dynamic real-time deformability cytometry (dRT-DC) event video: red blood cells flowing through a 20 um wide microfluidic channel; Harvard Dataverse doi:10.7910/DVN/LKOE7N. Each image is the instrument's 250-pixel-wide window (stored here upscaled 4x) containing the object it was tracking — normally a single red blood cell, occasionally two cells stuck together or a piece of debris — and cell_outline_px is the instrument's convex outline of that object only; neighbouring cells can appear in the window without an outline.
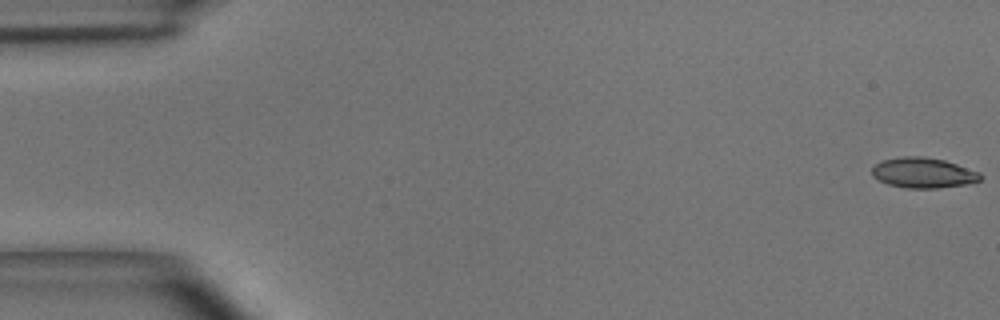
{"species": "common noctule bat (a hibernating species)", "species_latin": "Nyctalus noctula", "temperature_condition": "room temperature", "stored_images_in_passage": 49, "camera_frame_rate_fps": 3000, "um_per_image_px": 0.085, "animal": {"sex": "male", "body_mass_g": 15.6}, "frame": {"image": 1, "passage_image": 1, "time_ms": 0.0, "image_size_px": [1000, 320], "cell_outline_px": [[984, 176], [980, 180], [968, 184], [936, 188], [908, 188], [888, 184], [872, 176], [872, 168], [880, 160], [900, 156], [924, 156], [944, 160], [980, 172]], "centroid_in_image_um": [78.48, 14.68], "position_along_channel_um": 6.5, "area_um2": 19.25}}
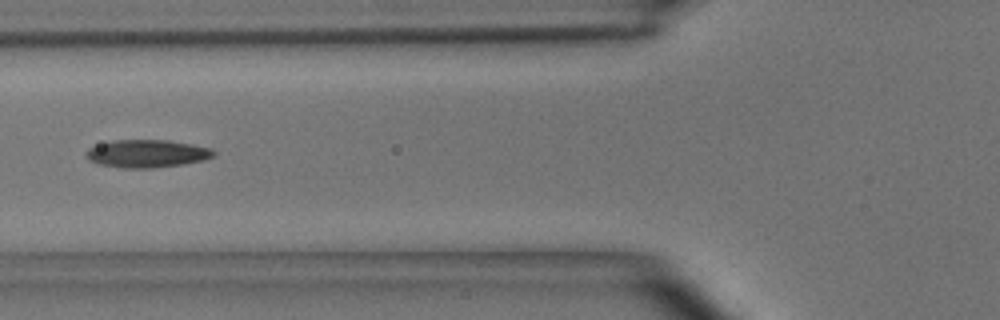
{"frame": {"image": 2, "passage_image": 19, "time_ms": 6.0, "image_size_px": [1000, 320], "cell_outline_px": [[216, 152], [212, 156], [200, 160], [180, 164], [152, 168], [124, 168], [100, 164], [88, 160], [88, 148], [112, 140], [168, 140], [192, 144], [212, 148]], "centroid_in_image_um": [12.49, 13.04], "position_along_channel_um": 113.3, "area_um2": 20.29}}
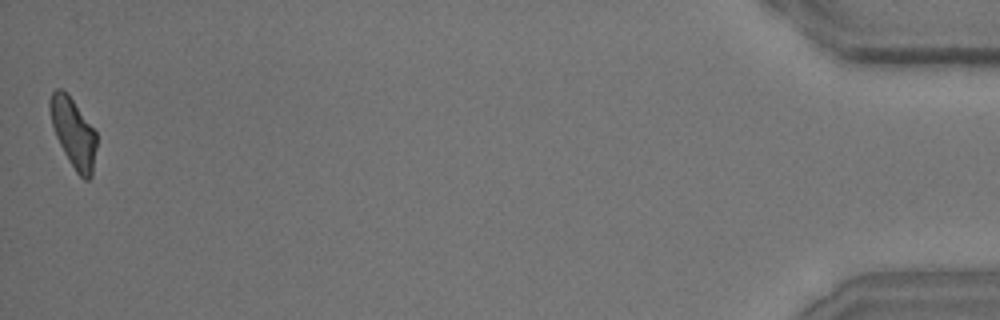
{"frame": {"image": 3, "passage_image": 49, "time_ms": 16.0, "image_size_px": [1000, 320], "cell_outline_px": [[96, 148], [92, 176], [88, 180], [84, 180], [76, 172], [68, 160], [56, 136], [52, 124], [48, 108], [48, 100], [52, 92], [56, 88], [60, 88], [72, 100], [96, 132]], "centroid_in_image_um": [6.22, 11.31], "position_along_channel_um": 429.0, "area_um2": 18.55}, "authors_computed_cell_mechanics": {"area_um2": 19.4208, "velocity_mm_per_s": 4.0766, "shape_relaxation_time_tau1_ms": 8.2524, "shape_relaxation_time_tau2_ms": 1.5879, "deformation_change_tau1": 0.2372, "deformation_change_tau2": 0.09}}